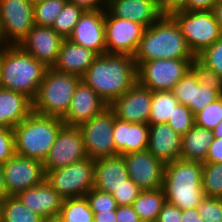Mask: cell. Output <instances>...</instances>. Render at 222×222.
<instances>
[{"instance_id":"e0dca14e","label":"cell","mask_w":222,"mask_h":222,"mask_svg":"<svg viewBox=\"0 0 222 222\" xmlns=\"http://www.w3.org/2000/svg\"><path fill=\"white\" fill-rule=\"evenodd\" d=\"M151 102L152 91L136 82L109 107L114 111L115 117L121 120L148 124Z\"/></svg>"},{"instance_id":"d6a6232c","label":"cell","mask_w":222,"mask_h":222,"mask_svg":"<svg viewBox=\"0 0 222 222\" xmlns=\"http://www.w3.org/2000/svg\"><path fill=\"white\" fill-rule=\"evenodd\" d=\"M84 10L75 3L67 1L52 28L63 38L68 39Z\"/></svg>"},{"instance_id":"11a10c76","label":"cell","mask_w":222,"mask_h":222,"mask_svg":"<svg viewBox=\"0 0 222 222\" xmlns=\"http://www.w3.org/2000/svg\"><path fill=\"white\" fill-rule=\"evenodd\" d=\"M214 138H222V121L217 124L216 127L212 129Z\"/></svg>"},{"instance_id":"6f0895ef","label":"cell","mask_w":222,"mask_h":222,"mask_svg":"<svg viewBox=\"0 0 222 222\" xmlns=\"http://www.w3.org/2000/svg\"><path fill=\"white\" fill-rule=\"evenodd\" d=\"M33 4L37 3V2H40V1H43V0H30Z\"/></svg>"},{"instance_id":"7dc6e473","label":"cell","mask_w":222,"mask_h":222,"mask_svg":"<svg viewBox=\"0 0 222 222\" xmlns=\"http://www.w3.org/2000/svg\"><path fill=\"white\" fill-rule=\"evenodd\" d=\"M116 222H140L139 215L134 211L132 205L118 206L116 210Z\"/></svg>"},{"instance_id":"c3c4849f","label":"cell","mask_w":222,"mask_h":222,"mask_svg":"<svg viewBox=\"0 0 222 222\" xmlns=\"http://www.w3.org/2000/svg\"><path fill=\"white\" fill-rule=\"evenodd\" d=\"M217 0H186L184 11H212Z\"/></svg>"},{"instance_id":"8992f818","label":"cell","mask_w":222,"mask_h":222,"mask_svg":"<svg viewBox=\"0 0 222 222\" xmlns=\"http://www.w3.org/2000/svg\"><path fill=\"white\" fill-rule=\"evenodd\" d=\"M81 77L48 68L33 100V112L62 118L68 111Z\"/></svg>"},{"instance_id":"6da1fadb","label":"cell","mask_w":222,"mask_h":222,"mask_svg":"<svg viewBox=\"0 0 222 222\" xmlns=\"http://www.w3.org/2000/svg\"><path fill=\"white\" fill-rule=\"evenodd\" d=\"M81 80L110 105L137 82L134 57L119 54L99 55Z\"/></svg>"},{"instance_id":"f1b7e54d","label":"cell","mask_w":222,"mask_h":222,"mask_svg":"<svg viewBox=\"0 0 222 222\" xmlns=\"http://www.w3.org/2000/svg\"><path fill=\"white\" fill-rule=\"evenodd\" d=\"M165 202L163 189L160 188L141 191L132 206L141 220L156 221Z\"/></svg>"},{"instance_id":"5bb4252c","label":"cell","mask_w":222,"mask_h":222,"mask_svg":"<svg viewBox=\"0 0 222 222\" xmlns=\"http://www.w3.org/2000/svg\"><path fill=\"white\" fill-rule=\"evenodd\" d=\"M7 196H16L25 189L40 184L46 174L43 162L15 154L4 164Z\"/></svg>"},{"instance_id":"9f6ffc18","label":"cell","mask_w":222,"mask_h":222,"mask_svg":"<svg viewBox=\"0 0 222 222\" xmlns=\"http://www.w3.org/2000/svg\"><path fill=\"white\" fill-rule=\"evenodd\" d=\"M42 222H63L59 216H52L42 219Z\"/></svg>"},{"instance_id":"94428289","label":"cell","mask_w":222,"mask_h":222,"mask_svg":"<svg viewBox=\"0 0 222 222\" xmlns=\"http://www.w3.org/2000/svg\"><path fill=\"white\" fill-rule=\"evenodd\" d=\"M4 44L2 43V40L0 38V48L3 46Z\"/></svg>"},{"instance_id":"f35d334b","label":"cell","mask_w":222,"mask_h":222,"mask_svg":"<svg viewBox=\"0 0 222 222\" xmlns=\"http://www.w3.org/2000/svg\"><path fill=\"white\" fill-rule=\"evenodd\" d=\"M86 198L89 201L93 213L109 212L117 210V202L110 193L101 192L92 188L87 194Z\"/></svg>"},{"instance_id":"f907efd6","label":"cell","mask_w":222,"mask_h":222,"mask_svg":"<svg viewBox=\"0 0 222 222\" xmlns=\"http://www.w3.org/2000/svg\"><path fill=\"white\" fill-rule=\"evenodd\" d=\"M181 222H203L197 208L182 210Z\"/></svg>"},{"instance_id":"484cf974","label":"cell","mask_w":222,"mask_h":222,"mask_svg":"<svg viewBox=\"0 0 222 222\" xmlns=\"http://www.w3.org/2000/svg\"><path fill=\"white\" fill-rule=\"evenodd\" d=\"M98 56L95 51L64 39L52 68L61 73L82 77Z\"/></svg>"},{"instance_id":"4dcf8cb0","label":"cell","mask_w":222,"mask_h":222,"mask_svg":"<svg viewBox=\"0 0 222 222\" xmlns=\"http://www.w3.org/2000/svg\"><path fill=\"white\" fill-rule=\"evenodd\" d=\"M2 222H42V217L27 208L16 196L0 201Z\"/></svg>"},{"instance_id":"7bdbcfd3","label":"cell","mask_w":222,"mask_h":222,"mask_svg":"<svg viewBox=\"0 0 222 222\" xmlns=\"http://www.w3.org/2000/svg\"><path fill=\"white\" fill-rule=\"evenodd\" d=\"M15 155V137L12 128L0 126V163L4 164Z\"/></svg>"},{"instance_id":"d4e9b609","label":"cell","mask_w":222,"mask_h":222,"mask_svg":"<svg viewBox=\"0 0 222 222\" xmlns=\"http://www.w3.org/2000/svg\"><path fill=\"white\" fill-rule=\"evenodd\" d=\"M181 139L167 123L149 125L147 150L164 163L180 159Z\"/></svg>"},{"instance_id":"9c48e42d","label":"cell","mask_w":222,"mask_h":222,"mask_svg":"<svg viewBox=\"0 0 222 222\" xmlns=\"http://www.w3.org/2000/svg\"><path fill=\"white\" fill-rule=\"evenodd\" d=\"M45 179L63 199L84 197L94 186V160L87 157L48 171Z\"/></svg>"},{"instance_id":"60d3db41","label":"cell","mask_w":222,"mask_h":222,"mask_svg":"<svg viewBox=\"0 0 222 222\" xmlns=\"http://www.w3.org/2000/svg\"><path fill=\"white\" fill-rule=\"evenodd\" d=\"M197 57L222 79V36Z\"/></svg>"},{"instance_id":"ac0fdd59","label":"cell","mask_w":222,"mask_h":222,"mask_svg":"<svg viewBox=\"0 0 222 222\" xmlns=\"http://www.w3.org/2000/svg\"><path fill=\"white\" fill-rule=\"evenodd\" d=\"M68 40L99 55L106 54L105 9L84 11Z\"/></svg>"},{"instance_id":"816d5d0a","label":"cell","mask_w":222,"mask_h":222,"mask_svg":"<svg viewBox=\"0 0 222 222\" xmlns=\"http://www.w3.org/2000/svg\"><path fill=\"white\" fill-rule=\"evenodd\" d=\"M94 222H116V211L94 213Z\"/></svg>"},{"instance_id":"db71d44e","label":"cell","mask_w":222,"mask_h":222,"mask_svg":"<svg viewBox=\"0 0 222 222\" xmlns=\"http://www.w3.org/2000/svg\"><path fill=\"white\" fill-rule=\"evenodd\" d=\"M6 197L7 190L5 184L4 167L3 164L0 163V201L4 200Z\"/></svg>"},{"instance_id":"ee69618b","label":"cell","mask_w":222,"mask_h":222,"mask_svg":"<svg viewBox=\"0 0 222 222\" xmlns=\"http://www.w3.org/2000/svg\"><path fill=\"white\" fill-rule=\"evenodd\" d=\"M181 214L180 208L166 201L156 222H181Z\"/></svg>"},{"instance_id":"ba28073f","label":"cell","mask_w":222,"mask_h":222,"mask_svg":"<svg viewBox=\"0 0 222 222\" xmlns=\"http://www.w3.org/2000/svg\"><path fill=\"white\" fill-rule=\"evenodd\" d=\"M194 59H160L137 66V82L151 91H172L189 72Z\"/></svg>"},{"instance_id":"d6986e66","label":"cell","mask_w":222,"mask_h":222,"mask_svg":"<svg viewBox=\"0 0 222 222\" xmlns=\"http://www.w3.org/2000/svg\"><path fill=\"white\" fill-rule=\"evenodd\" d=\"M108 106L91 87L81 80L75 88L67 113L61 119L65 125L79 127Z\"/></svg>"},{"instance_id":"8fae6325","label":"cell","mask_w":222,"mask_h":222,"mask_svg":"<svg viewBox=\"0 0 222 222\" xmlns=\"http://www.w3.org/2000/svg\"><path fill=\"white\" fill-rule=\"evenodd\" d=\"M30 0H0V38L3 44L18 45L34 24Z\"/></svg>"},{"instance_id":"52a82bcc","label":"cell","mask_w":222,"mask_h":222,"mask_svg":"<svg viewBox=\"0 0 222 222\" xmlns=\"http://www.w3.org/2000/svg\"><path fill=\"white\" fill-rule=\"evenodd\" d=\"M170 16L178 24L190 51L195 57L222 36L212 11H177Z\"/></svg>"},{"instance_id":"ffe728a7","label":"cell","mask_w":222,"mask_h":222,"mask_svg":"<svg viewBox=\"0 0 222 222\" xmlns=\"http://www.w3.org/2000/svg\"><path fill=\"white\" fill-rule=\"evenodd\" d=\"M172 92L179 104L187 106L194 115L221 97L216 90L201 85L192 69L174 86Z\"/></svg>"},{"instance_id":"3957f363","label":"cell","mask_w":222,"mask_h":222,"mask_svg":"<svg viewBox=\"0 0 222 222\" xmlns=\"http://www.w3.org/2000/svg\"><path fill=\"white\" fill-rule=\"evenodd\" d=\"M133 57L136 66L152 60L195 58L178 24L170 15H162L144 30Z\"/></svg>"},{"instance_id":"4316f807","label":"cell","mask_w":222,"mask_h":222,"mask_svg":"<svg viewBox=\"0 0 222 222\" xmlns=\"http://www.w3.org/2000/svg\"><path fill=\"white\" fill-rule=\"evenodd\" d=\"M33 112V101L26 95L0 88V126L14 128Z\"/></svg>"},{"instance_id":"8d00e7d4","label":"cell","mask_w":222,"mask_h":222,"mask_svg":"<svg viewBox=\"0 0 222 222\" xmlns=\"http://www.w3.org/2000/svg\"><path fill=\"white\" fill-rule=\"evenodd\" d=\"M191 69L197 75L198 81L203 86L216 90L222 96V79L198 57L192 61Z\"/></svg>"},{"instance_id":"b9f144b4","label":"cell","mask_w":222,"mask_h":222,"mask_svg":"<svg viewBox=\"0 0 222 222\" xmlns=\"http://www.w3.org/2000/svg\"><path fill=\"white\" fill-rule=\"evenodd\" d=\"M142 190L129 178L126 185L114 190L112 195L118 206L132 205Z\"/></svg>"},{"instance_id":"7402d4cb","label":"cell","mask_w":222,"mask_h":222,"mask_svg":"<svg viewBox=\"0 0 222 222\" xmlns=\"http://www.w3.org/2000/svg\"><path fill=\"white\" fill-rule=\"evenodd\" d=\"M106 6L113 16L137 22L145 28L162 16L156 0H106Z\"/></svg>"},{"instance_id":"836d02e7","label":"cell","mask_w":222,"mask_h":222,"mask_svg":"<svg viewBox=\"0 0 222 222\" xmlns=\"http://www.w3.org/2000/svg\"><path fill=\"white\" fill-rule=\"evenodd\" d=\"M68 0H43L34 4V24L52 27Z\"/></svg>"},{"instance_id":"9a60e30c","label":"cell","mask_w":222,"mask_h":222,"mask_svg":"<svg viewBox=\"0 0 222 222\" xmlns=\"http://www.w3.org/2000/svg\"><path fill=\"white\" fill-rule=\"evenodd\" d=\"M124 156L129 178L142 190L162 188L165 163L147 149Z\"/></svg>"},{"instance_id":"bcb514c9","label":"cell","mask_w":222,"mask_h":222,"mask_svg":"<svg viewBox=\"0 0 222 222\" xmlns=\"http://www.w3.org/2000/svg\"><path fill=\"white\" fill-rule=\"evenodd\" d=\"M203 163H222V138H214Z\"/></svg>"},{"instance_id":"74e56055","label":"cell","mask_w":222,"mask_h":222,"mask_svg":"<svg viewBox=\"0 0 222 222\" xmlns=\"http://www.w3.org/2000/svg\"><path fill=\"white\" fill-rule=\"evenodd\" d=\"M166 123L179 135L183 136L194 126V114L187 106L178 104Z\"/></svg>"},{"instance_id":"680465c9","label":"cell","mask_w":222,"mask_h":222,"mask_svg":"<svg viewBox=\"0 0 222 222\" xmlns=\"http://www.w3.org/2000/svg\"><path fill=\"white\" fill-rule=\"evenodd\" d=\"M140 222H156V221H150V220H141Z\"/></svg>"},{"instance_id":"e575fe53","label":"cell","mask_w":222,"mask_h":222,"mask_svg":"<svg viewBox=\"0 0 222 222\" xmlns=\"http://www.w3.org/2000/svg\"><path fill=\"white\" fill-rule=\"evenodd\" d=\"M202 188L206 196L222 198V163H203Z\"/></svg>"},{"instance_id":"5b68a950","label":"cell","mask_w":222,"mask_h":222,"mask_svg":"<svg viewBox=\"0 0 222 222\" xmlns=\"http://www.w3.org/2000/svg\"><path fill=\"white\" fill-rule=\"evenodd\" d=\"M63 125L60 117L32 112L13 128L15 154L44 162Z\"/></svg>"},{"instance_id":"83f0119b","label":"cell","mask_w":222,"mask_h":222,"mask_svg":"<svg viewBox=\"0 0 222 222\" xmlns=\"http://www.w3.org/2000/svg\"><path fill=\"white\" fill-rule=\"evenodd\" d=\"M213 140L214 135L212 130L194 124L182 136L180 158L203 163Z\"/></svg>"},{"instance_id":"f546056e","label":"cell","mask_w":222,"mask_h":222,"mask_svg":"<svg viewBox=\"0 0 222 222\" xmlns=\"http://www.w3.org/2000/svg\"><path fill=\"white\" fill-rule=\"evenodd\" d=\"M178 104L172 91H152L148 124L166 123Z\"/></svg>"},{"instance_id":"d590c367","label":"cell","mask_w":222,"mask_h":222,"mask_svg":"<svg viewBox=\"0 0 222 222\" xmlns=\"http://www.w3.org/2000/svg\"><path fill=\"white\" fill-rule=\"evenodd\" d=\"M195 124L212 130L222 121V96L194 115Z\"/></svg>"},{"instance_id":"681fc988","label":"cell","mask_w":222,"mask_h":222,"mask_svg":"<svg viewBox=\"0 0 222 222\" xmlns=\"http://www.w3.org/2000/svg\"><path fill=\"white\" fill-rule=\"evenodd\" d=\"M68 1L75 3L77 6L81 7L84 11L103 9L104 7L106 8V0H68Z\"/></svg>"},{"instance_id":"7a4b0ae2","label":"cell","mask_w":222,"mask_h":222,"mask_svg":"<svg viewBox=\"0 0 222 222\" xmlns=\"http://www.w3.org/2000/svg\"><path fill=\"white\" fill-rule=\"evenodd\" d=\"M47 69L19 45L0 48V88L22 93L33 101Z\"/></svg>"},{"instance_id":"ab89813d","label":"cell","mask_w":222,"mask_h":222,"mask_svg":"<svg viewBox=\"0 0 222 222\" xmlns=\"http://www.w3.org/2000/svg\"><path fill=\"white\" fill-rule=\"evenodd\" d=\"M197 209L203 222H222V198L205 196Z\"/></svg>"},{"instance_id":"cb8c5ba5","label":"cell","mask_w":222,"mask_h":222,"mask_svg":"<svg viewBox=\"0 0 222 222\" xmlns=\"http://www.w3.org/2000/svg\"><path fill=\"white\" fill-rule=\"evenodd\" d=\"M149 124L131 123L114 117L113 140L118 155L147 149Z\"/></svg>"},{"instance_id":"2e32d148","label":"cell","mask_w":222,"mask_h":222,"mask_svg":"<svg viewBox=\"0 0 222 222\" xmlns=\"http://www.w3.org/2000/svg\"><path fill=\"white\" fill-rule=\"evenodd\" d=\"M63 40L52 27L34 25L18 45L47 68H52Z\"/></svg>"},{"instance_id":"4fadbf2b","label":"cell","mask_w":222,"mask_h":222,"mask_svg":"<svg viewBox=\"0 0 222 222\" xmlns=\"http://www.w3.org/2000/svg\"><path fill=\"white\" fill-rule=\"evenodd\" d=\"M87 158L79 127L63 125L47 158L43 162L45 174Z\"/></svg>"},{"instance_id":"7c38bea8","label":"cell","mask_w":222,"mask_h":222,"mask_svg":"<svg viewBox=\"0 0 222 222\" xmlns=\"http://www.w3.org/2000/svg\"><path fill=\"white\" fill-rule=\"evenodd\" d=\"M145 29L137 22L113 16L105 8L106 54L134 56Z\"/></svg>"},{"instance_id":"603a6c76","label":"cell","mask_w":222,"mask_h":222,"mask_svg":"<svg viewBox=\"0 0 222 222\" xmlns=\"http://www.w3.org/2000/svg\"><path fill=\"white\" fill-rule=\"evenodd\" d=\"M129 179L124 156L94 160V186L93 188L112 194L114 190L126 185Z\"/></svg>"},{"instance_id":"1f68e13d","label":"cell","mask_w":222,"mask_h":222,"mask_svg":"<svg viewBox=\"0 0 222 222\" xmlns=\"http://www.w3.org/2000/svg\"><path fill=\"white\" fill-rule=\"evenodd\" d=\"M59 217L63 222H94V213L86 196L63 199Z\"/></svg>"},{"instance_id":"30bf717a","label":"cell","mask_w":222,"mask_h":222,"mask_svg":"<svg viewBox=\"0 0 222 222\" xmlns=\"http://www.w3.org/2000/svg\"><path fill=\"white\" fill-rule=\"evenodd\" d=\"M114 117V111L108 106L79 126L87 157L97 160L118 155L113 140Z\"/></svg>"},{"instance_id":"f5cc1de1","label":"cell","mask_w":222,"mask_h":222,"mask_svg":"<svg viewBox=\"0 0 222 222\" xmlns=\"http://www.w3.org/2000/svg\"><path fill=\"white\" fill-rule=\"evenodd\" d=\"M212 12L222 32V0H217V3L213 6Z\"/></svg>"},{"instance_id":"44dd1931","label":"cell","mask_w":222,"mask_h":222,"mask_svg":"<svg viewBox=\"0 0 222 222\" xmlns=\"http://www.w3.org/2000/svg\"><path fill=\"white\" fill-rule=\"evenodd\" d=\"M16 197L43 219L59 216L63 202V198L46 179L32 188L23 190Z\"/></svg>"},{"instance_id":"277c9868","label":"cell","mask_w":222,"mask_h":222,"mask_svg":"<svg viewBox=\"0 0 222 222\" xmlns=\"http://www.w3.org/2000/svg\"><path fill=\"white\" fill-rule=\"evenodd\" d=\"M202 169V162L181 158L165 163L162 189L166 201L181 210L197 208L206 196Z\"/></svg>"},{"instance_id":"91938a15","label":"cell","mask_w":222,"mask_h":222,"mask_svg":"<svg viewBox=\"0 0 222 222\" xmlns=\"http://www.w3.org/2000/svg\"><path fill=\"white\" fill-rule=\"evenodd\" d=\"M0 222H2V218H1V204H0Z\"/></svg>"},{"instance_id":"f6af8a7d","label":"cell","mask_w":222,"mask_h":222,"mask_svg":"<svg viewBox=\"0 0 222 222\" xmlns=\"http://www.w3.org/2000/svg\"><path fill=\"white\" fill-rule=\"evenodd\" d=\"M156 2L162 15H171L177 11H184L186 0H156Z\"/></svg>"}]
</instances>
